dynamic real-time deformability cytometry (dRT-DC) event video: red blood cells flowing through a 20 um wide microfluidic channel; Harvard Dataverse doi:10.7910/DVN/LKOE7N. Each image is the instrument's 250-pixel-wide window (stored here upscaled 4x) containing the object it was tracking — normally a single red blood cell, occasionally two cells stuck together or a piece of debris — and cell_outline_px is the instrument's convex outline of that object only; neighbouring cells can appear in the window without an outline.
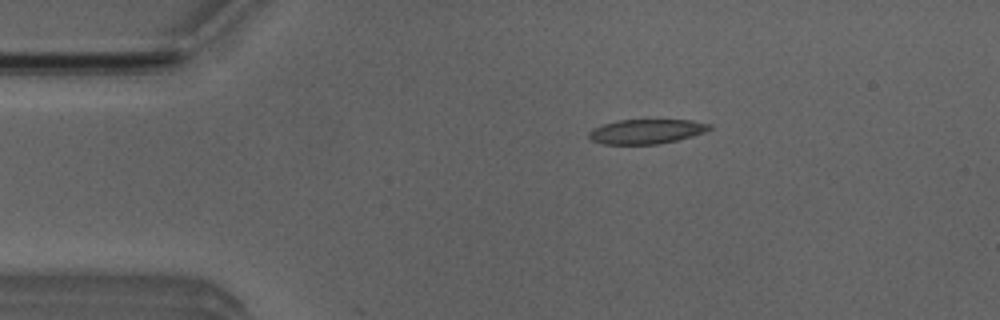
{"species": "Egyptian fruit bat (a non-hibernating species)", "species_latin": "Rousettus aegyptiacus", "temperature_condition": "room temperature", "stored_images_in_passage": 7, "camera_frame_rate_fps": 3000, "um_per_image_px": 0.085, "animal": {"sex": "male"}, "frame": {"image": 1, "passage_image": 5, "time_ms": 1.333, "image_size_px": [1000, 320], "cell_outline_px": [[712, 128], [704, 132], [692, 136], [660, 144], [600, 144], [592, 140], [588, 136], [588, 132], [604, 124], [620, 120], [692, 120], [712, 124]], "centroid_in_image_um": [54.97, 11.18], "position_along_channel_um": 30.0, "area_um2": 17.17}}